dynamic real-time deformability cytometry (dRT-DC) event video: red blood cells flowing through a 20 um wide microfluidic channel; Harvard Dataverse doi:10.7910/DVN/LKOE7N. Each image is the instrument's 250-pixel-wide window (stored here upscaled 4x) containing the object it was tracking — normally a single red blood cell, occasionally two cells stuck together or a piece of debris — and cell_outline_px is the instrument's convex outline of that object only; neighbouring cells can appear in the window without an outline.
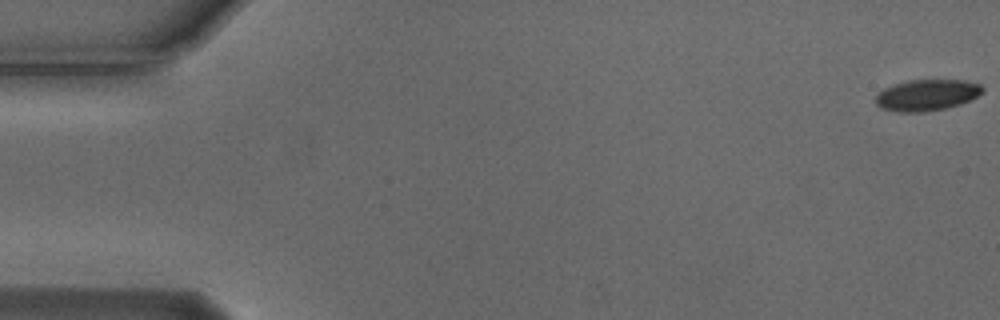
{"species": "Egyptian fruit bat (a non-hibernating species)", "species_latin": "Rousettus aegyptiacus", "temperature_condition": "cold", "stored_images_in_passage": 56, "camera_frame_rate_fps": 3000, "um_per_image_px": 0.085, "animal": {"sex": "male"}, "frame": {"image": 1, "passage_image": 1, "time_ms": 0.0, "image_size_px": [1000, 320], "cell_outline_px": [[984, 92], [960, 104], [944, 108], [924, 112], [900, 112], [880, 108], [876, 104], [876, 96], [884, 88], [892, 84], [908, 80], [964, 80], [980, 84], [984, 88]], "centroid_in_image_um": [78.77, 8.07], "position_along_channel_um": 6.2, "area_um2": 19.42}}
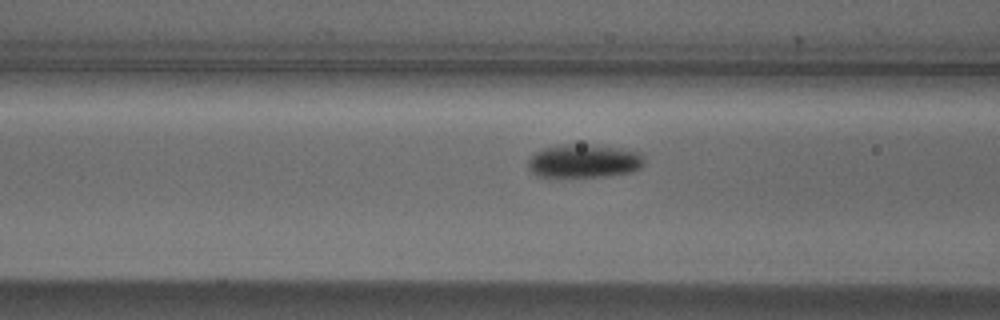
{"frame": {"image": 2, "passage_image": 22, "time_ms": 7.0, "image_size_px": [1000, 320], "cell_outline_px": [[644, 164], [640, 168], [628, 172], [604, 176], [540, 176], [532, 172], [528, 168], [528, 160], [536, 152], [544, 148], [564, 144], [572, 144], [620, 148], [640, 152], [644, 156]], "centroid_in_image_um": [49.65, 13.68], "position_along_channel_um": 116.9, "area_um2": 22.2}}
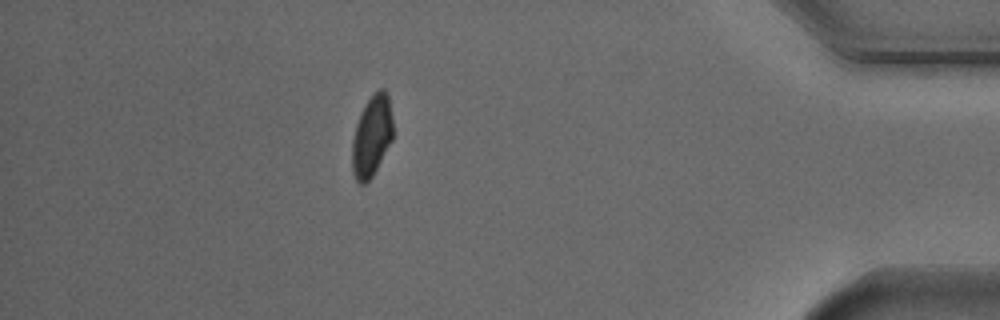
{"frame": {"image": 3, "passage_image": 49, "time_ms": 16.0, "image_size_px": [1000, 320], "cell_outline_px": [[392, 140], [372, 176], [364, 184], [360, 184], [356, 180], [352, 172], [352, 140], [356, 124], [360, 112], [364, 104], [380, 88], [384, 88], [388, 92], [392, 116]], "centroid_in_image_um": [31.59, 11.54], "position_along_channel_um": 403.6, "area_um2": 19.31}, "authors_computed_cell_mechanics": {"area_um2": 20.5479, "velocity_mm_per_s": 3.7258, "shape_relaxation_time_tau1_ms": 2.9577, "shape_relaxation_time_tau2_ms": null, "deformation_change_tau1": 0.0886, "deformation_change_tau2": null}}